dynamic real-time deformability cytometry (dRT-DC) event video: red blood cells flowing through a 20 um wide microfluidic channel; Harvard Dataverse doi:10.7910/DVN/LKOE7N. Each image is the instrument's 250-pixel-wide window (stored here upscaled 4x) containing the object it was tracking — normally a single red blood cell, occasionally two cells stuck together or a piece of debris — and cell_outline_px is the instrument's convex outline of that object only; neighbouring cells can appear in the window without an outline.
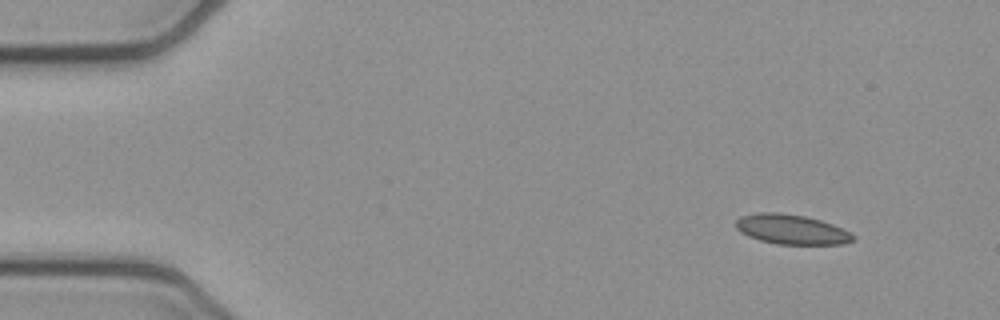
{"species": "common noctule bat (a hibernating species)", "species_latin": "Nyctalus noctula", "temperature_condition": "cold", "stored_images_in_passage": 48, "camera_frame_rate_fps": 3000, "um_per_image_px": 0.085, "animal": {"sex": "female", "body_mass_g": 21.9}, "frame": {"image": 1, "passage_image": 1, "time_ms": 0.0, "image_size_px": [1000, 320], "cell_outline_px": [[856, 240], [844, 244], [776, 244], [760, 240], [748, 236], [740, 232], [736, 228], [736, 220], [740, 216], [760, 212], [776, 212], [804, 216], [820, 220], [832, 224], [856, 236]], "centroid_in_image_um": [67.27, 19.5], "position_along_channel_um": 17.7, "area_um2": 20.29}}
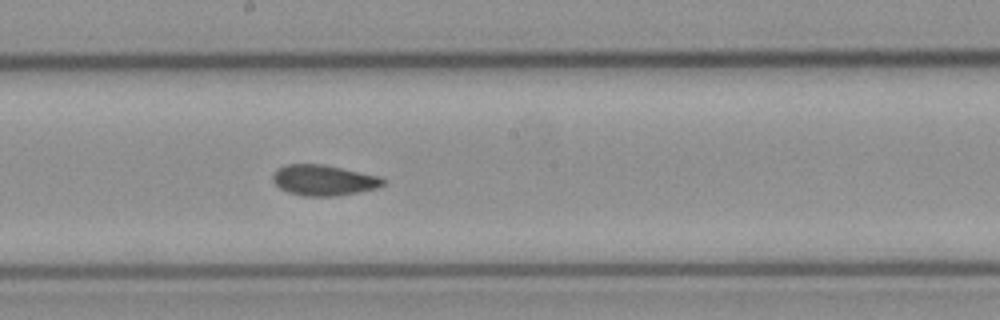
{"frame": {"image": 2, "passage_image": 24, "time_ms": 7.667, "image_size_px": [1000, 320], "cell_outline_px": [[388, 180], [380, 188], [360, 192], [336, 196], [304, 196], [288, 192], [280, 188], [272, 180], [272, 176], [276, 168], [284, 164], [324, 164], [380, 176]], "centroid_in_image_um": [27.54, 15.31], "position_along_channel_um": 220.7, "area_um2": 20.06}}
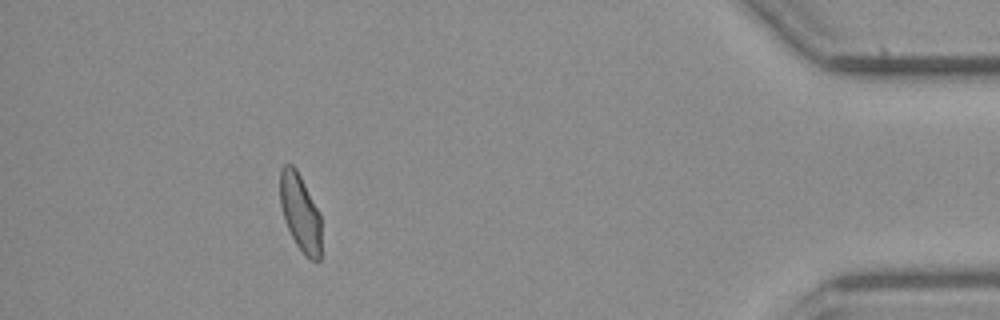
{"frame": {"image": 3, "passage_image": 43, "time_ms": 14.0, "image_size_px": [1000, 320], "cell_outline_px": [[320, 260], [312, 260], [304, 256], [296, 244], [284, 220], [280, 204], [280, 168], [284, 164], [292, 164], [296, 168], [320, 212]], "centroid_in_image_um": [25.51, 18.05], "position_along_channel_um": 409.7, "area_um2": 18.61}, "authors_computed_cell_mechanics": {"area_um2": 19.9699, "velocity_mm_per_s": 3.9195, "shape_relaxation_time_tau1_ms": null, "shape_relaxation_time_tau2_ms": 2.6628, "deformation_change_tau1": null, "deformation_change_tau2": 0.0773}}